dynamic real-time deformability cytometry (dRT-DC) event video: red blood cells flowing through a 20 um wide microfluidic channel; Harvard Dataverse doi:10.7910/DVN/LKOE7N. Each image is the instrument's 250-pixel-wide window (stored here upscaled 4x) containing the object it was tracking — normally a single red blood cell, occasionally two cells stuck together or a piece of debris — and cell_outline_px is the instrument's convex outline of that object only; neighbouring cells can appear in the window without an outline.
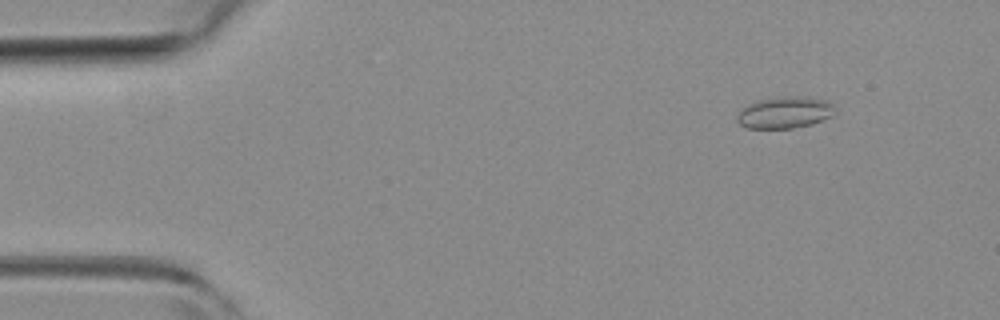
{"species": "common noctule bat (a hibernating species)", "species_latin": "Nyctalus noctula", "temperature_condition": "room temperature", "stored_images_in_passage": 52, "camera_frame_rate_fps": 3000, "um_per_image_px": 0.085, "animal": {"sex": "female", "body_mass_g": 19.3, "forearm_length_mm": 54.1}, "frame": {"image": 1, "passage_image": 6, "time_ms": 1.667, "image_size_px": [1000, 320], "cell_outline_px": [[836, 112], [832, 116], [812, 124], [792, 128], [744, 128], [736, 120], [736, 116], [748, 104], [756, 100], [804, 96], [812, 96], [828, 100], [832, 104]], "centroid_in_image_um": [66.74, 9.57], "position_along_channel_um": 18.3, "area_um2": 18.03}}
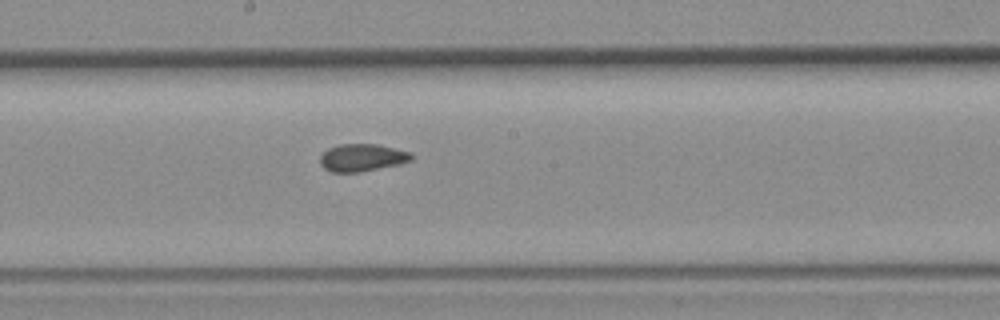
{"frame": {"image": 2, "passage_image": 28, "time_ms": 9.0, "image_size_px": [1000, 320], "cell_outline_px": [[412, 160], [400, 164], [360, 172], [332, 172], [324, 168], [320, 164], [320, 156], [328, 148], [340, 144], [376, 144], [412, 152]], "centroid_in_image_um": [30.78, 13.4], "position_along_channel_um": 217.4, "area_um2": 14.62}}
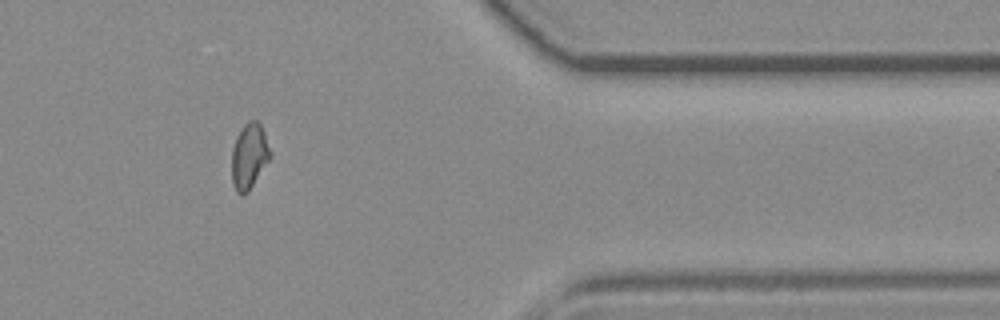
{"frame": {"image": 3, "passage_image": 43, "time_ms": 14.0, "image_size_px": [1000, 320], "cell_outline_px": [[272, 156], [248, 192], [244, 196], [240, 196], [236, 192], [232, 184], [232, 148], [236, 136], [244, 124], [248, 120], [256, 120], [260, 124], [264, 132], [272, 152]], "centroid_in_image_um": [21.18, 13.29], "position_along_channel_um": 390.2, "area_um2": 14.97}, "authors_computed_cell_mechanics": {"area_um2": 14.8835, "velocity_mm_per_s": 3.9615, "shape_relaxation_time_tau1_ms": null, "shape_relaxation_time_tau2_ms": 1.5324, "deformation_change_tau1": null, "deformation_change_tau2": 0.0642}}